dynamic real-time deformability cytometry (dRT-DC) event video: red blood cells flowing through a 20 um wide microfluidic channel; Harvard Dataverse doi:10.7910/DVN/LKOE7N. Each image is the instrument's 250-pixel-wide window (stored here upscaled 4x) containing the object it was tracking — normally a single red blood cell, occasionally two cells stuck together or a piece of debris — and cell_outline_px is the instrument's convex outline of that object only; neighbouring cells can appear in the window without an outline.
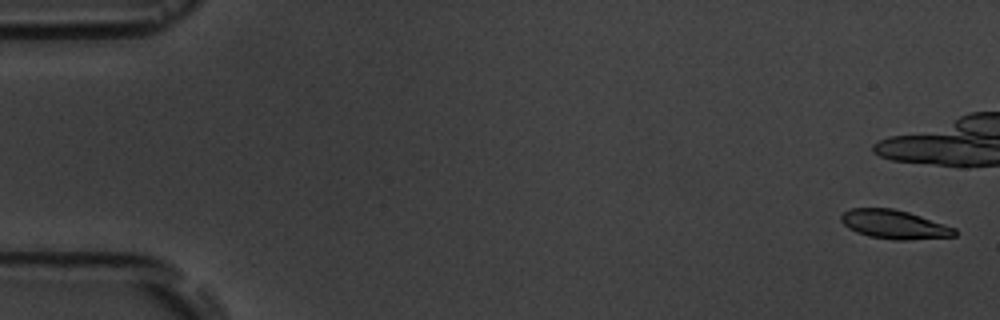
{"species": "common noctule bat (a hibernating species)", "species_latin": "Nyctalus noctula", "temperature_condition": "room temperature", "stored_images_in_passage": 5, "camera_frame_rate_fps": 3000, "um_per_image_px": 0.085, "animal": {"sex": "male", "body_mass_g": 19.5, "forearm_length_mm": 54.6}, "frame": {"image": 1, "passage_image": 1, "time_ms": 0.0, "image_size_px": [1000, 320], "cell_outline_px": [[956, 236], [908, 240], [892, 240], [868, 236], [856, 232], [848, 228], [840, 220], [840, 216], [844, 212], [852, 208], [892, 208], [908, 212], [956, 228]], "centroid_in_image_um": [76.0, 19.08], "position_along_channel_um": 9.0, "area_um2": 19.07}}